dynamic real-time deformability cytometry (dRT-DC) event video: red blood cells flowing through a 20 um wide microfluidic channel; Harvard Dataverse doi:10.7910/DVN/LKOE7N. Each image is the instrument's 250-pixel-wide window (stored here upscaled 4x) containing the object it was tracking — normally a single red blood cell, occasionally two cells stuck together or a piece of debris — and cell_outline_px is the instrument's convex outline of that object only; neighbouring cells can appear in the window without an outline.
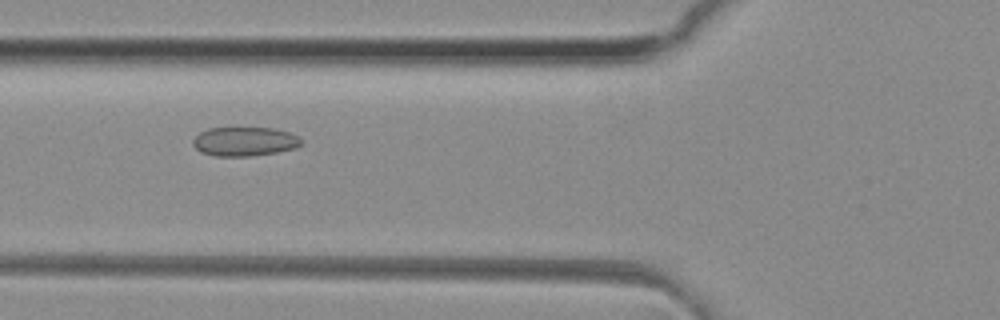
{"species": "common noctule bat (a hibernating species)", "species_latin": "Nyctalus noctula", "temperature_condition": "room temperature", "stored_images_in_passage": 50, "camera_frame_rate_fps": 3000, "um_per_image_px": 0.085, "animal": {"sex": "female", "body_mass_g": 29.2, "forearm_length_mm": 56.3}, "frame": {"image": 1, "passage_image": 19, "time_ms": 6.0, "image_size_px": [1000, 320], "cell_outline_px": [[300, 144], [296, 148], [276, 152], [252, 156], [216, 156], [200, 152], [192, 144], [192, 140], [200, 132], [208, 128], [276, 128], [300, 136]], "centroid_in_image_um": [20.78, 12.02], "position_along_channel_um": 105.0, "area_um2": 18.38}}
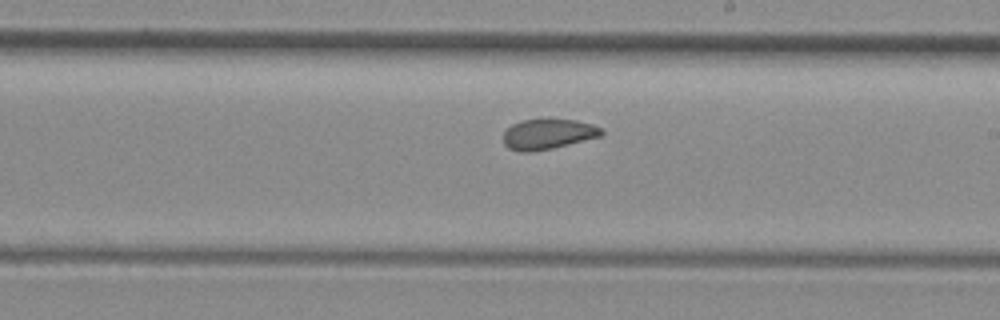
{"frame": {"image": 2, "passage_image": 29, "time_ms": 9.333, "image_size_px": [1000, 320], "cell_outline_px": [[604, 132], [600, 136], [552, 148], [532, 152], [520, 152], [508, 148], [504, 144], [504, 132], [512, 124], [520, 120], [576, 120], [592, 124], [604, 128]], "centroid_in_image_um": [46.57, 11.4], "position_along_channel_um": 242.4, "area_um2": 17.17}}
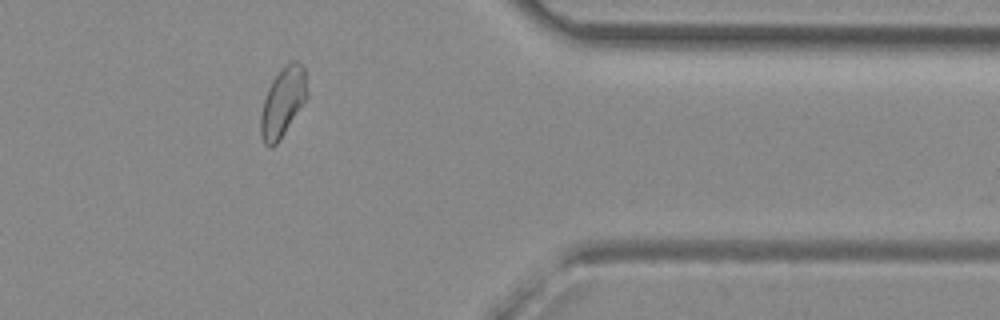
{"frame": {"image": 3, "passage_image": 41, "time_ms": 13.333, "image_size_px": [1000, 320], "cell_outline_px": [[308, 96], [276, 144], [272, 148], [268, 148], [264, 144], [260, 132], [260, 116], [264, 100], [268, 88], [272, 80], [280, 68], [292, 60], [296, 60], [304, 64], [308, 92]], "centroid_in_image_um": [24.04, 8.63], "position_along_channel_um": 387.4, "area_um2": 18.79}, "authors_computed_cell_mechanics": {"area_um2": 18.8717, "velocity_mm_per_s": 4.1303, "shape_relaxation_time_tau1_ms": null, "shape_relaxation_time_tau2_ms": 1.4904, "deformation_change_tau1": null, "deformation_change_tau2": 0.0626}}